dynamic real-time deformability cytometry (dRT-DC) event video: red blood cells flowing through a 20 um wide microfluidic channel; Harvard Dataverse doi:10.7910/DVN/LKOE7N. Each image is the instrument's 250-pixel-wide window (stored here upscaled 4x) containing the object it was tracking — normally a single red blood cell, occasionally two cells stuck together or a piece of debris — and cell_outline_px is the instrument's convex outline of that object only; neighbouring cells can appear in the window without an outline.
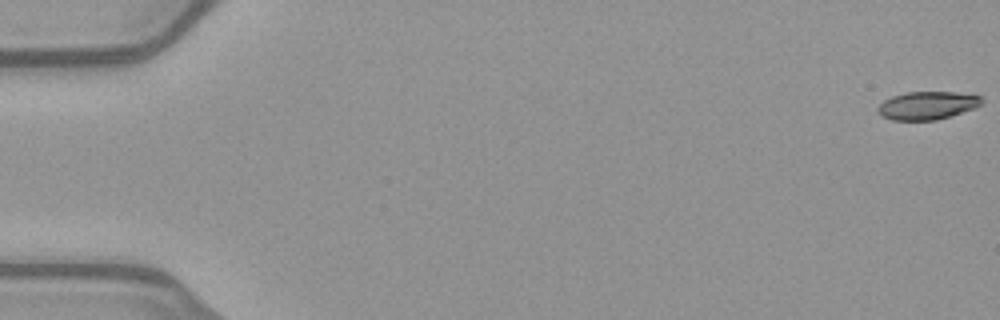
{"species": "common noctule bat (a hibernating species)", "species_latin": "Nyctalus noctula", "temperature_condition": "warm", "stored_images_in_passage": 52, "camera_frame_rate_fps": 3000, "um_per_image_px": 0.085, "animal": {"sex": "female", "body_mass_g": 21.9}, "frame": {"image": 1, "passage_image": 1, "time_ms": 0.0, "image_size_px": [1000, 320], "cell_outline_px": [[984, 100], [976, 108], [936, 120], [892, 120], [884, 116], [876, 108], [884, 100], [892, 96], [908, 92], [972, 92], [980, 96]], "centroid_in_image_um": [78.89, 8.94], "position_along_channel_um": 6.1, "area_um2": 17.05}}
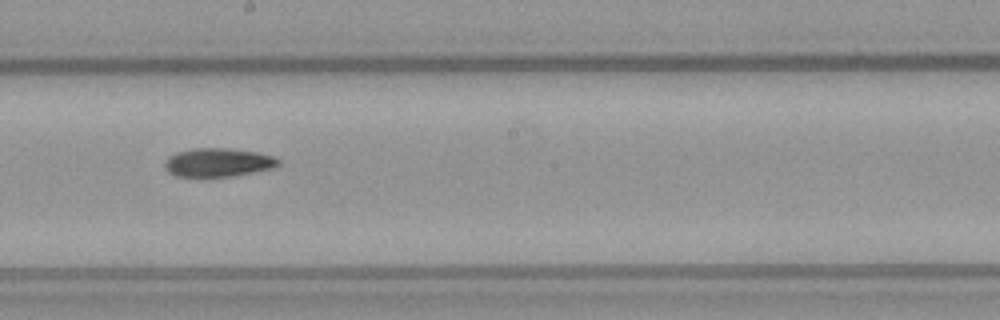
{"frame": {"image": 2, "passage_image": 30, "time_ms": 9.667, "image_size_px": [1000, 320], "cell_outline_px": [[280, 164], [276, 168], [232, 176], [204, 180], [200, 180], [176, 176], [168, 172], [164, 168], [164, 164], [168, 156], [176, 152], [192, 148], [228, 148], [256, 152], [276, 156], [280, 160]], "centroid_in_image_um": [18.51, 13.85], "position_along_channel_um": 229.7, "area_um2": 20.0}}
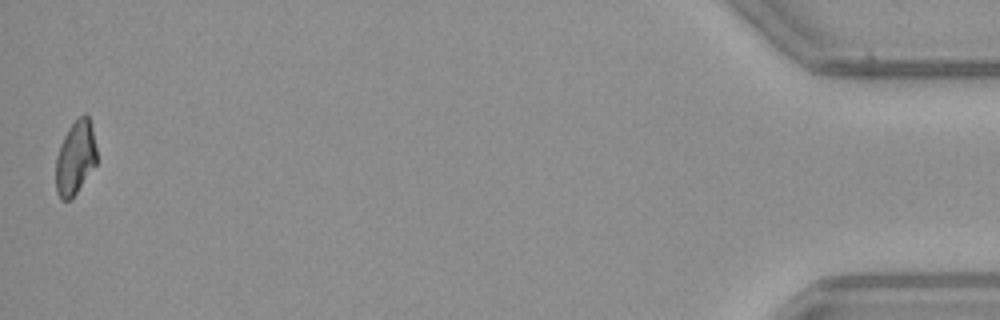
{"frame": {"image": 3, "passage_image": 52, "time_ms": 17.0, "image_size_px": [1000, 320], "cell_outline_px": [[96, 164], [76, 192], [68, 200], [60, 200], [56, 192], [56, 156], [60, 144], [68, 128], [84, 112], [88, 116], [92, 128], [96, 148]], "centroid_in_image_um": [6.39, 13.4], "position_along_channel_um": 428.8, "area_um2": 17.4}}